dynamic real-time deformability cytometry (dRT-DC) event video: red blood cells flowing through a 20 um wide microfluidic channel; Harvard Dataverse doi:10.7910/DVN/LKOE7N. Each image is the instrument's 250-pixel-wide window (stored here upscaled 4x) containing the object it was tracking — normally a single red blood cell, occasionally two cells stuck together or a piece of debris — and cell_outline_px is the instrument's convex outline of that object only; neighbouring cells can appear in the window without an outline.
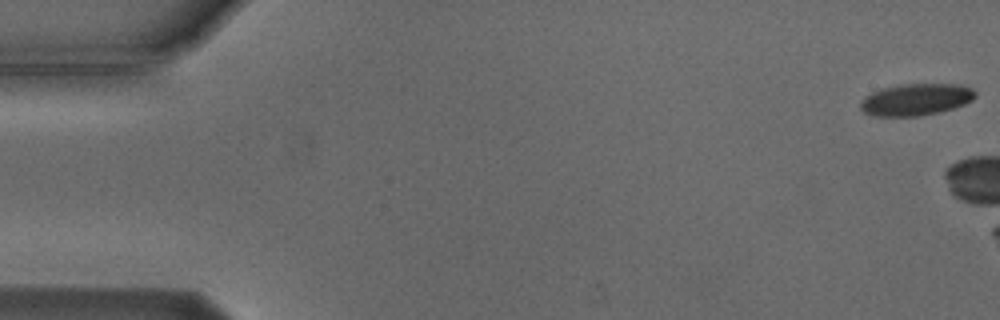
{"species": "Egyptian fruit bat (a non-hibernating species)", "species_latin": "Rousettus aegyptiacus", "temperature_condition": "cold", "stored_images_in_passage": 6, "camera_frame_rate_fps": 3000, "um_per_image_px": 0.085, "animal": {"sex": "male"}, "frame": {"image": 1, "passage_image": 1, "time_ms": 0.0, "image_size_px": [1000, 320], "cell_outline_px": [[976, 96], [972, 100], [964, 104], [940, 112], [916, 116], [876, 116], [864, 112], [860, 108], [860, 100], [864, 96], [880, 88], [900, 84], [956, 84], [972, 88], [976, 92]], "centroid_in_image_um": [77.82, 8.45], "position_along_channel_um": 7.2, "area_um2": 21.39}}